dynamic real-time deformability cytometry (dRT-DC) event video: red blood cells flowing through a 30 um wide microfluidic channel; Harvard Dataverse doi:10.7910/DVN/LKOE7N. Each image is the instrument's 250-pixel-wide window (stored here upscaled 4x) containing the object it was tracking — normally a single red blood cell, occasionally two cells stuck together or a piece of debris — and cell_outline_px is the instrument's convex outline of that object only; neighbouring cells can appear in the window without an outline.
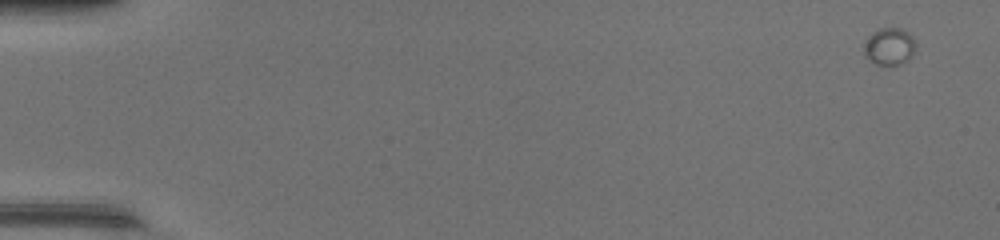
{"species": "common noctule bat (a hibernating species)", "species_latin": "Nyctalus noctula", "temperature_condition": "warm", "stored_images_in_passage": 48, "camera_frame_rate_fps": 3000, "um_per_image_px": 0.085, "animal": {"sex": "female", "body_mass_g": 17.0, "forearm_length_mm": 48.0}, "frame": {"image": 1, "passage_image": 1, "time_ms": 0.0, "image_size_px": [1000, 240], "cell_outline_px": [[916, 48], [912, 56], [908, 60], [900, 64], [888, 68], [872, 64], [864, 56], [864, 44], [872, 32], [880, 28], [900, 28], [908, 32], [912, 36], [916, 44]], "centroid_in_image_um": [75.59, 4.01], "position_along_channel_um": 9.4, "area_um2": 11.73}}